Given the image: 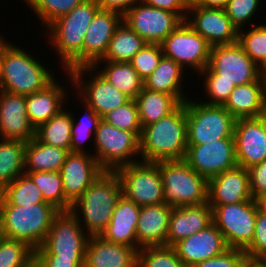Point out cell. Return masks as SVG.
I'll return each instance as SVG.
<instances>
[{"label": "cell", "instance_id": "1", "mask_svg": "<svg viewBox=\"0 0 266 267\" xmlns=\"http://www.w3.org/2000/svg\"><path fill=\"white\" fill-rule=\"evenodd\" d=\"M99 9L98 0H84L71 12L58 17L43 30L46 32L49 44L53 46L51 48L55 49V55L60 58L59 62L64 72L82 67L85 34Z\"/></svg>", "mask_w": 266, "mask_h": 267}, {"label": "cell", "instance_id": "2", "mask_svg": "<svg viewBox=\"0 0 266 267\" xmlns=\"http://www.w3.org/2000/svg\"><path fill=\"white\" fill-rule=\"evenodd\" d=\"M121 195L119 176L115 171H104L72 204L70 212L89 236H100L107 228Z\"/></svg>", "mask_w": 266, "mask_h": 267}, {"label": "cell", "instance_id": "3", "mask_svg": "<svg viewBox=\"0 0 266 267\" xmlns=\"http://www.w3.org/2000/svg\"><path fill=\"white\" fill-rule=\"evenodd\" d=\"M139 140L141 161L183 160L188 146L186 101L168 116L143 127Z\"/></svg>", "mask_w": 266, "mask_h": 267}, {"label": "cell", "instance_id": "4", "mask_svg": "<svg viewBox=\"0 0 266 267\" xmlns=\"http://www.w3.org/2000/svg\"><path fill=\"white\" fill-rule=\"evenodd\" d=\"M61 211L50 203L10 205L3 197L0 205V236L28 243L35 250L46 239Z\"/></svg>", "mask_w": 266, "mask_h": 267}, {"label": "cell", "instance_id": "5", "mask_svg": "<svg viewBox=\"0 0 266 267\" xmlns=\"http://www.w3.org/2000/svg\"><path fill=\"white\" fill-rule=\"evenodd\" d=\"M1 90L19 95H30L45 89L56 78L55 72L38 61L26 49L7 41L2 46Z\"/></svg>", "mask_w": 266, "mask_h": 267}, {"label": "cell", "instance_id": "6", "mask_svg": "<svg viewBox=\"0 0 266 267\" xmlns=\"http://www.w3.org/2000/svg\"><path fill=\"white\" fill-rule=\"evenodd\" d=\"M164 203L171 207L201 205L208 202V180L183 160L159 161Z\"/></svg>", "mask_w": 266, "mask_h": 267}, {"label": "cell", "instance_id": "7", "mask_svg": "<svg viewBox=\"0 0 266 267\" xmlns=\"http://www.w3.org/2000/svg\"><path fill=\"white\" fill-rule=\"evenodd\" d=\"M198 100H186L187 145L234 138L236 119L223 106L208 105Z\"/></svg>", "mask_w": 266, "mask_h": 267}, {"label": "cell", "instance_id": "8", "mask_svg": "<svg viewBox=\"0 0 266 267\" xmlns=\"http://www.w3.org/2000/svg\"><path fill=\"white\" fill-rule=\"evenodd\" d=\"M93 142L95 150L92 153L104 171H116L120 167L141 161L139 137L134 132L120 130L103 119L98 124Z\"/></svg>", "mask_w": 266, "mask_h": 267}, {"label": "cell", "instance_id": "9", "mask_svg": "<svg viewBox=\"0 0 266 267\" xmlns=\"http://www.w3.org/2000/svg\"><path fill=\"white\" fill-rule=\"evenodd\" d=\"M65 73L63 76H67V81H70L68 86H71L72 90H75L74 93L90 105L101 118L130 100L110 84L94 66H82Z\"/></svg>", "mask_w": 266, "mask_h": 267}, {"label": "cell", "instance_id": "10", "mask_svg": "<svg viewBox=\"0 0 266 267\" xmlns=\"http://www.w3.org/2000/svg\"><path fill=\"white\" fill-rule=\"evenodd\" d=\"M210 207L212 221L223 234L228 247L245 250L253 241L259 200Z\"/></svg>", "mask_w": 266, "mask_h": 267}, {"label": "cell", "instance_id": "11", "mask_svg": "<svg viewBox=\"0 0 266 267\" xmlns=\"http://www.w3.org/2000/svg\"><path fill=\"white\" fill-rule=\"evenodd\" d=\"M122 186V195L138 206L164 203L163 183L158 162L128 164L118 168Z\"/></svg>", "mask_w": 266, "mask_h": 267}, {"label": "cell", "instance_id": "12", "mask_svg": "<svg viewBox=\"0 0 266 267\" xmlns=\"http://www.w3.org/2000/svg\"><path fill=\"white\" fill-rule=\"evenodd\" d=\"M164 57L179 63L185 71L198 75L210 59L211 45L186 21H182L161 43Z\"/></svg>", "mask_w": 266, "mask_h": 267}, {"label": "cell", "instance_id": "13", "mask_svg": "<svg viewBox=\"0 0 266 267\" xmlns=\"http://www.w3.org/2000/svg\"><path fill=\"white\" fill-rule=\"evenodd\" d=\"M199 74H219V79L238 86L256 81L260 77V67L236 42L212 46L209 64Z\"/></svg>", "mask_w": 266, "mask_h": 267}, {"label": "cell", "instance_id": "14", "mask_svg": "<svg viewBox=\"0 0 266 267\" xmlns=\"http://www.w3.org/2000/svg\"><path fill=\"white\" fill-rule=\"evenodd\" d=\"M88 238L76 216L70 211H61L53 220L42 246L59 258L85 259Z\"/></svg>", "mask_w": 266, "mask_h": 267}, {"label": "cell", "instance_id": "15", "mask_svg": "<svg viewBox=\"0 0 266 267\" xmlns=\"http://www.w3.org/2000/svg\"><path fill=\"white\" fill-rule=\"evenodd\" d=\"M182 21L174 12L155 8L140 1L123 16V22L150 44H161Z\"/></svg>", "mask_w": 266, "mask_h": 267}, {"label": "cell", "instance_id": "16", "mask_svg": "<svg viewBox=\"0 0 266 267\" xmlns=\"http://www.w3.org/2000/svg\"><path fill=\"white\" fill-rule=\"evenodd\" d=\"M184 160L207 180L237 166L234 138L188 145Z\"/></svg>", "mask_w": 266, "mask_h": 267}, {"label": "cell", "instance_id": "17", "mask_svg": "<svg viewBox=\"0 0 266 267\" xmlns=\"http://www.w3.org/2000/svg\"><path fill=\"white\" fill-rule=\"evenodd\" d=\"M59 172L65 195V211H70L72 204L104 170L93 154L70 152Z\"/></svg>", "mask_w": 266, "mask_h": 267}, {"label": "cell", "instance_id": "18", "mask_svg": "<svg viewBox=\"0 0 266 267\" xmlns=\"http://www.w3.org/2000/svg\"><path fill=\"white\" fill-rule=\"evenodd\" d=\"M185 21L211 46L238 42V29L224 8L195 5L189 7Z\"/></svg>", "mask_w": 266, "mask_h": 267}, {"label": "cell", "instance_id": "19", "mask_svg": "<svg viewBox=\"0 0 266 267\" xmlns=\"http://www.w3.org/2000/svg\"><path fill=\"white\" fill-rule=\"evenodd\" d=\"M233 137L238 166L249 169L266 160V115L237 119Z\"/></svg>", "mask_w": 266, "mask_h": 267}, {"label": "cell", "instance_id": "20", "mask_svg": "<svg viewBox=\"0 0 266 267\" xmlns=\"http://www.w3.org/2000/svg\"><path fill=\"white\" fill-rule=\"evenodd\" d=\"M173 247L187 267H193L229 249L223 234L213 222L203 230L180 240Z\"/></svg>", "mask_w": 266, "mask_h": 267}, {"label": "cell", "instance_id": "21", "mask_svg": "<svg viewBox=\"0 0 266 267\" xmlns=\"http://www.w3.org/2000/svg\"><path fill=\"white\" fill-rule=\"evenodd\" d=\"M35 137L30 124L26 96L0 91V139L28 142Z\"/></svg>", "mask_w": 266, "mask_h": 267}, {"label": "cell", "instance_id": "22", "mask_svg": "<svg viewBox=\"0 0 266 267\" xmlns=\"http://www.w3.org/2000/svg\"><path fill=\"white\" fill-rule=\"evenodd\" d=\"M123 21V16L114 11L99 9L85 34L82 47V66H93L107 52L109 42Z\"/></svg>", "mask_w": 266, "mask_h": 267}, {"label": "cell", "instance_id": "23", "mask_svg": "<svg viewBox=\"0 0 266 267\" xmlns=\"http://www.w3.org/2000/svg\"><path fill=\"white\" fill-rule=\"evenodd\" d=\"M249 173L242 166L226 170L208 180V204L226 205L252 200Z\"/></svg>", "mask_w": 266, "mask_h": 267}, {"label": "cell", "instance_id": "24", "mask_svg": "<svg viewBox=\"0 0 266 267\" xmlns=\"http://www.w3.org/2000/svg\"><path fill=\"white\" fill-rule=\"evenodd\" d=\"M138 250L105 240L100 236H89L84 267H137Z\"/></svg>", "mask_w": 266, "mask_h": 267}, {"label": "cell", "instance_id": "25", "mask_svg": "<svg viewBox=\"0 0 266 267\" xmlns=\"http://www.w3.org/2000/svg\"><path fill=\"white\" fill-rule=\"evenodd\" d=\"M212 208L201 205L173 207L170 215L166 246H174L212 223Z\"/></svg>", "mask_w": 266, "mask_h": 267}, {"label": "cell", "instance_id": "26", "mask_svg": "<svg viewBox=\"0 0 266 267\" xmlns=\"http://www.w3.org/2000/svg\"><path fill=\"white\" fill-rule=\"evenodd\" d=\"M223 107L237 120L266 115V84L256 81L235 86Z\"/></svg>", "mask_w": 266, "mask_h": 267}, {"label": "cell", "instance_id": "27", "mask_svg": "<svg viewBox=\"0 0 266 267\" xmlns=\"http://www.w3.org/2000/svg\"><path fill=\"white\" fill-rule=\"evenodd\" d=\"M172 208L165 203L141 206L136 226L137 250L145 246H166Z\"/></svg>", "mask_w": 266, "mask_h": 267}, {"label": "cell", "instance_id": "28", "mask_svg": "<svg viewBox=\"0 0 266 267\" xmlns=\"http://www.w3.org/2000/svg\"><path fill=\"white\" fill-rule=\"evenodd\" d=\"M56 80L57 77L45 89L26 96L28 119L35 130L64 109V105L68 103L66 100L71 98L67 95L72 90H66V84L61 86Z\"/></svg>", "mask_w": 266, "mask_h": 267}, {"label": "cell", "instance_id": "29", "mask_svg": "<svg viewBox=\"0 0 266 267\" xmlns=\"http://www.w3.org/2000/svg\"><path fill=\"white\" fill-rule=\"evenodd\" d=\"M141 206L121 195L101 236L112 243L122 244L137 249L136 226Z\"/></svg>", "mask_w": 266, "mask_h": 267}, {"label": "cell", "instance_id": "30", "mask_svg": "<svg viewBox=\"0 0 266 267\" xmlns=\"http://www.w3.org/2000/svg\"><path fill=\"white\" fill-rule=\"evenodd\" d=\"M184 77H186L184 68L174 60L163 56L156 69L143 82L145 88L172 95L182 104L189 98L184 90L186 84L183 83L184 79H188Z\"/></svg>", "mask_w": 266, "mask_h": 267}, {"label": "cell", "instance_id": "31", "mask_svg": "<svg viewBox=\"0 0 266 267\" xmlns=\"http://www.w3.org/2000/svg\"><path fill=\"white\" fill-rule=\"evenodd\" d=\"M70 149H62L46 145L36 137L26 142L24 170L25 172L60 171Z\"/></svg>", "mask_w": 266, "mask_h": 267}, {"label": "cell", "instance_id": "32", "mask_svg": "<svg viewBox=\"0 0 266 267\" xmlns=\"http://www.w3.org/2000/svg\"><path fill=\"white\" fill-rule=\"evenodd\" d=\"M135 102L142 128L168 116L181 105L172 95L156 92L144 86Z\"/></svg>", "mask_w": 266, "mask_h": 267}, {"label": "cell", "instance_id": "33", "mask_svg": "<svg viewBox=\"0 0 266 267\" xmlns=\"http://www.w3.org/2000/svg\"><path fill=\"white\" fill-rule=\"evenodd\" d=\"M101 64L103 68H100ZM93 66L110 84L130 99L135 100L142 91L144 82L130 62L97 61Z\"/></svg>", "mask_w": 266, "mask_h": 267}, {"label": "cell", "instance_id": "34", "mask_svg": "<svg viewBox=\"0 0 266 267\" xmlns=\"http://www.w3.org/2000/svg\"><path fill=\"white\" fill-rule=\"evenodd\" d=\"M146 42L125 22L115 30L104 57L99 61L130 62Z\"/></svg>", "mask_w": 266, "mask_h": 267}, {"label": "cell", "instance_id": "35", "mask_svg": "<svg viewBox=\"0 0 266 267\" xmlns=\"http://www.w3.org/2000/svg\"><path fill=\"white\" fill-rule=\"evenodd\" d=\"M73 116L65 107L35 130V137L42 143L62 149H70Z\"/></svg>", "mask_w": 266, "mask_h": 267}, {"label": "cell", "instance_id": "36", "mask_svg": "<svg viewBox=\"0 0 266 267\" xmlns=\"http://www.w3.org/2000/svg\"><path fill=\"white\" fill-rule=\"evenodd\" d=\"M0 189L3 190L18 176L25 173L26 142L0 139Z\"/></svg>", "mask_w": 266, "mask_h": 267}, {"label": "cell", "instance_id": "37", "mask_svg": "<svg viewBox=\"0 0 266 267\" xmlns=\"http://www.w3.org/2000/svg\"><path fill=\"white\" fill-rule=\"evenodd\" d=\"M77 100L80 99V103L84 104V108L86 113L84 112L81 119L78 121L76 120V116L74 115V111L71 112L73 117L72 122V129H71V141H70V152L72 153H85V154H92L91 149L90 152H88V149H85V146L83 145L85 142L89 139L94 140V134L97 130L98 124L100 120L102 119L94 110L93 108L88 105L86 102H82V99L76 94Z\"/></svg>", "mask_w": 266, "mask_h": 267}, {"label": "cell", "instance_id": "38", "mask_svg": "<svg viewBox=\"0 0 266 267\" xmlns=\"http://www.w3.org/2000/svg\"><path fill=\"white\" fill-rule=\"evenodd\" d=\"M2 197L10 205L17 206L47 203L39 187L25 173L2 190Z\"/></svg>", "mask_w": 266, "mask_h": 267}, {"label": "cell", "instance_id": "39", "mask_svg": "<svg viewBox=\"0 0 266 267\" xmlns=\"http://www.w3.org/2000/svg\"><path fill=\"white\" fill-rule=\"evenodd\" d=\"M35 249L20 240L0 236V267H34Z\"/></svg>", "mask_w": 266, "mask_h": 267}, {"label": "cell", "instance_id": "40", "mask_svg": "<svg viewBox=\"0 0 266 267\" xmlns=\"http://www.w3.org/2000/svg\"><path fill=\"white\" fill-rule=\"evenodd\" d=\"M25 174L39 187L47 203L60 211H65V195L59 171L25 172Z\"/></svg>", "mask_w": 266, "mask_h": 267}, {"label": "cell", "instance_id": "41", "mask_svg": "<svg viewBox=\"0 0 266 267\" xmlns=\"http://www.w3.org/2000/svg\"><path fill=\"white\" fill-rule=\"evenodd\" d=\"M84 0H23L26 6L36 14L35 17L41 20L42 25L46 28L51 22L58 17L71 12L76 6Z\"/></svg>", "mask_w": 266, "mask_h": 267}, {"label": "cell", "instance_id": "42", "mask_svg": "<svg viewBox=\"0 0 266 267\" xmlns=\"http://www.w3.org/2000/svg\"><path fill=\"white\" fill-rule=\"evenodd\" d=\"M238 31V43L244 52L260 67L266 61V23Z\"/></svg>", "mask_w": 266, "mask_h": 267}, {"label": "cell", "instance_id": "43", "mask_svg": "<svg viewBox=\"0 0 266 267\" xmlns=\"http://www.w3.org/2000/svg\"><path fill=\"white\" fill-rule=\"evenodd\" d=\"M137 267H187L173 246H145L138 250Z\"/></svg>", "mask_w": 266, "mask_h": 267}, {"label": "cell", "instance_id": "44", "mask_svg": "<svg viewBox=\"0 0 266 267\" xmlns=\"http://www.w3.org/2000/svg\"><path fill=\"white\" fill-rule=\"evenodd\" d=\"M102 119L120 130L134 132L139 138L141 136L142 126L134 99H130L124 105L108 112Z\"/></svg>", "mask_w": 266, "mask_h": 267}, {"label": "cell", "instance_id": "45", "mask_svg": "<svg viewBox=\"0 0 266 267\" xmlns=\"http://www.w3.org/2000/svg\"><path fill=\"white\" fill-rule=\"evenodd\" d=\"M263 0H228L224 7L227 16L230 18L232 24L238 29H243L256 25L252 22V18L256 17L257 11L260 10ZM260 4V5H259ZM250 25V26H249Z\"/></svg>", "mask_w": 266, "mask_h": 267}, {"label": "cell", "instance_id": "46", "mask_svg": "<svg viewBox=\"0 0 266 267\" xmlns=\"http://www.w3.org/2000/svg\"><path fill=\"white\" fill-rule=\"evenodd\" d=\"M198 76L203 77L201 83L204 84L203 87L205 88L204 98L207 100L209 97L207 101L204 100L202 103L208 105L223 106L236 86L233 82L219 79V74H198Z\"/></svg>", "mask_w": 266, "mask_h": 267}, {"label": "cell", "instance_id": "47", "mask_svg": "<svg viewBox=\"0 0 266 267\" xmlns=\"http://www.w3.org/2000/svg\"><path fill=\"white\" fill-rule=\"evenodd\" d=\"M163 56L161 44L146 43L134 55L130 63L144 81L156 69Z\"/></svg>", "mask_w": 266, "mask_h": 267}, {"label": "cell", "instance_id": "48", "mask_svg": "<svg viewBox=\"0 0 266 267\" xmlns=\"http://www.w3.org/2000/svg\"><path fill=\"white\" fill-rule=\"evenodd\" d=\"M244 252L246 256L266 260V210L261 206L257 210L253 241Z\"/></svg>", "mask_w": 266, "mask_h": 267}, {"label": "cell", "instance_id": "49", "mask_svg": "<svg viewBox=\"0 0 266 267\" xmlns=\"http://www.w3.org/2000/svg\"><path fill=\"white\" fill-rule=\"evenodd\" d=\"M85 259H65L50 254L42 245L35 250L34 267H84Z\"/></svg>", "mask_w": 266, "mask_h": 267}, {"label": "cell", "instance_id": "50", "mask_svg": "<svg viewBox=\"0 0 266 267\" xmlns=\"http://www.w3.org/2000/svg\"><path fill=\"white\" fill-rule=\"evenodd\" d=\"M248 170L250 192L253 199L259 200L266 194V160L251 166Z\"/></svg>", "mask_w": 266, "mask_h": 267}, {"label": "cell", "instance_id": "51", "mask_svg": "<svg viewBox=\"0 0 266 267\" xmlns=\"http://www.w3.org/2000/svg\"><path fill=\"white\" fill-rule=\"evenodd\" d=\"M245 256L244 250L229 248L224 253L195 264L193 267H236Z\"/></svg>", "mask_w": 266, "mask_h": 267}, {"label": "cell", "instance_id": "52", "mask_svg": "<svg viewBox=\"0 0 266 267\" xmlns=\"http://www.w3.org/2000/svg\"><path fill=\"white\" fill-rule=\"evenodd\" d=\"M155 8L176 13L183 21L186 20L188 7L181 0H139Z\"/></svg>", "mask_w": 266, "mask_h": 267}, {"label": "cell", "instance_id": "53", "mask_svg": "<svg viewBox=\"0 0 266 267\" xmlns=\"http://www.w3.org/2000/svg\"><path fill=\"white\" fill-rule=\"evenodd\" d=\"M101 10L114 11L124 16L139 0H98Z\"/></svg>", "mask_w": 266, "mask_h": 267}, {"label": "cell", "instance_id": "54", "mask_svg": "<svg viewBox=\"0 0 266 267\" xmlns=\"http://www.w3.org/2000/svg\"><path fill=\"white\" fill-rule=\"evenodd\" d=\"M266 262L262 258H252L249 256H244L236 265V267H261Z\"/></svg>", "mask_w": 266, "mask_h": 267}, {"label": "cell", "instance_id": "55", "mask_svg": "<svg viewBox=\"0 0 266 267\" xmlns=\"http://www.w3.org/2000/svg\"><path fill=\"white\" fill-rule=\"evenodd\" d=\"M228 0H198L197 6L224 8Z\"/></svg>", "mask_w": 266, "mask_h": 267}, {"label": "cell", "instance_id": "56", "mask_svg": "<svg viewBox=\"0 0 266 267\" xmlns=\"http://www.w3.org/2000/svg\"><path fill=\"white\" fill-rule=\"evenodd\" d=\"M260 78L266 84V61L260 66Z\"/></svg>", "mask_w": 266, "mask_h": 267}, {"label": "cell", "instance_id": "57", "mask_svg": "<svg viewBox=\"0 0 266 267\" xmlns=\"http://www.w3.org/2000/svg\"><path fill=\"white\" fill-rule=\"evenodd\" d=\"M188 8L195 6L198 0H181Z\"/></svg>", "mask_w": 266, "mask_h": 267}, {"label": "cell", "instance_id": "58", "mask_svg": "<svg viewBox=\"0 0 266 267\" xmlns=\"http://www.w3.org/2000/svg\"><path fill=\"white\" fill-rule=\"evenodd\" d=\"M2 47L0 48V91L2 86Z\"/></svg>", "mask_w": 266, "mask_h": 267}, {"label": "cell", "instance_id": "59", "mask_svg": "<svg viewBox=\"0 0 266 267\" xmlns=\"http://www.w3.org/2000/svg\"><path fill=\"white\" fill-rule=\"evenodd\" d=\"M259 203H260V206L266 210V194L261 198L259 199Z\"/></svg>", "mask_w": 266, "mask_h": 267}, {"label": "cell", "instance_id": "60", "mask_svg": "<svg viewBox=\"0 0 266 267\" xmlns=\"http://www.w3.org/2000/svg\"><path fill=\"white\" fill-rule=\"evenodd\" d=\"M1 33V32H0ZM7 42V39L5 40L3 35H0V48Z\"/></svg>", "mask_w": 266, "mask_h": 267}, {"label": "cell", "instance_id": "61", "mask_svg": "<svg viewBox=\"0 0 266 267\" xmlns=\"http://www.w3.org/2000/svg\"><path fill=\"white\" fill-rule=\"evenodd\" d=\"M1 201H2V190L0 189V205H1Z\"/></svg>", "mask_w": 266, "mask_h": 267}]
</instances>
